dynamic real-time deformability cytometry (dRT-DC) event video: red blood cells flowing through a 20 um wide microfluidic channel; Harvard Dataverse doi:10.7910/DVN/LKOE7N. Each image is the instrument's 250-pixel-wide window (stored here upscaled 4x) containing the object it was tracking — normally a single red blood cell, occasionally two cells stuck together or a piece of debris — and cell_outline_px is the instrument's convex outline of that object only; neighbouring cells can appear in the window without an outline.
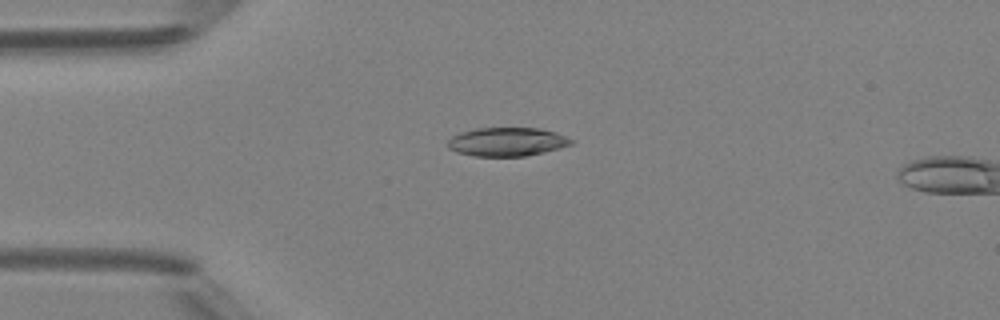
{"species": "Egyptian fruit bat (a non-hibernating species)", "species_latin": "Rousettus aegyptiacus", "temperature_condition": "room temperature", "stored_images_in_passage": 5, "camera_frame_rate_fps": 3000, "um_per_image_px": 0.085, "animal": {"sex": "female"}, "frame": {"image": 1, "passage_image": 4, "time_ms": 3.333, "image_size_px": [1000, 320], "cell_outline_px": [[572, 144], [560, 148], [544, 152], [524, 156], [476, 156], [456, 152], [448, 148], [448, 140], [452, 136], [460, 132], [476, 128], [540, 128], [556, 132], [572, 140]], "centroid_in_image_um": [43.07, 12.05], "position_along_channel_um": 41.9, "area_um2": 20.58}}